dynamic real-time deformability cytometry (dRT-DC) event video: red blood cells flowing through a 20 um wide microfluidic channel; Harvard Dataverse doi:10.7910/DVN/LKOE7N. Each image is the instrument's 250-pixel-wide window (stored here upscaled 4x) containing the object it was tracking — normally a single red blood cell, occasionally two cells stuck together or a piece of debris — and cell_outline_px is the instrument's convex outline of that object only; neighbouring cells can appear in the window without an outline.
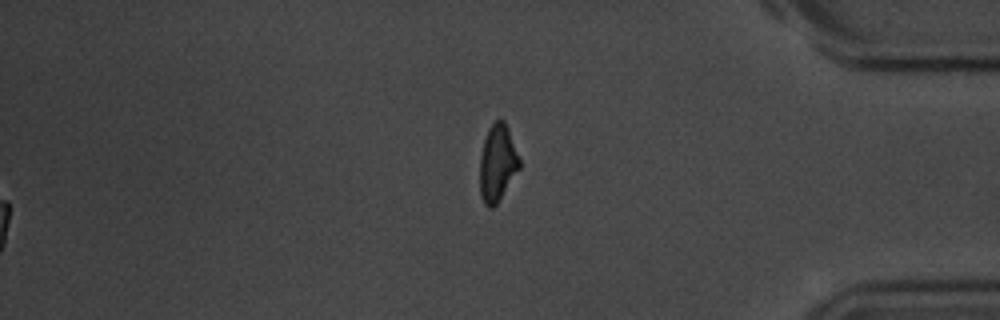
{"species": "common noctule bat (a hibernating species)", "species_latin": "Nyctalus noctula", "temperature_condition": "room temperature", "stored_images_in_passage": 50, "segment_of_instrument_passage": [2, 2], "camera_frame_rate_fps": 3000, "um_per_image_px": 0.085, "animal": {"sex": "male", "body_mass_g": 20.1, "forearm_length_mm": 53.5}, "frame": {"image": 1, "passage_image": 50, "time_ms": 16.333, "image_size_px": [1000, 320], "cell_outline_px": [[520, 168], [496, 204], [492, 208], [488, 208], [484, 204], [480, 196], [480, 156], [484, 140], [488, 128], [500, 116], [504, 120], [508, 128], [520, 160]], "centroid_in_image_um": [42.27, 13.84], "position_along_channel_um": 392.9, "area_um2": 17.74}}